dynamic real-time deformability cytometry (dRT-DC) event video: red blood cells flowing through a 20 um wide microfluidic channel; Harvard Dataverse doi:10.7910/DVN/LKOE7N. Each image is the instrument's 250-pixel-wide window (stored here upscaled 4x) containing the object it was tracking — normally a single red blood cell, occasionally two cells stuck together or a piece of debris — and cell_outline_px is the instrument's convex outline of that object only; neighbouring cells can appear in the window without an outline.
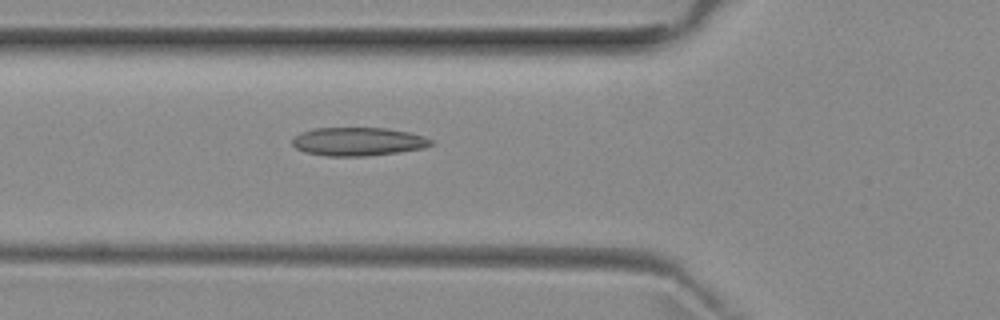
{"species": "common noctule bat (a hibernating species)", "species_latin": "Nyctalus noctula", "temperature_condition": "room temperature", "stored_images_in_passage": 47, "camera_frame_rate_fps": 3000, "um_per_image_px": 0.085, "animal": {"sex": "female", "body_mass_g": 29.2, "forearm_length_mm": 56.3}, "frame": {"image": 1, "passage_image": 18, "time_ms": 5.667, "image_size_px": [1000, 320], "cell_outline_px": [[432, 144], [420, 148], [396, 152], [368, 156], [328, 156], [304, 152], [296, 148], [292, 144], [292, 140], [300, 132], [312, 128], [384, 128], [408, 132], [424, 136], [432, 140]], "centroid_in_image_um": [30.38, 12.03], "position_along_channel_um": 95.4, "area_um2": 22.77}}
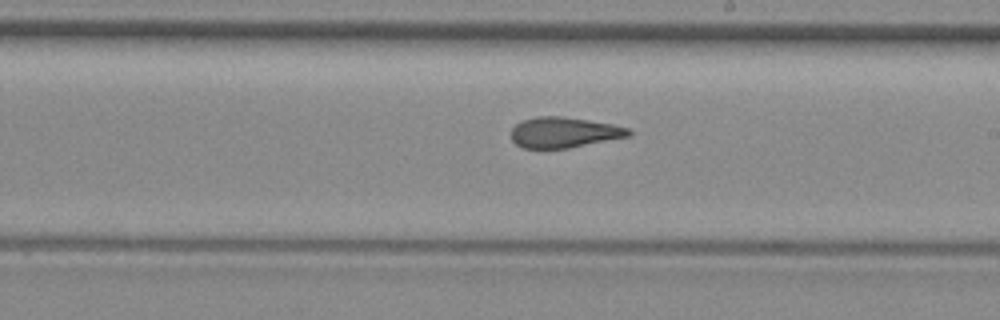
{"frame": {"image": 2, "passage_image": 29, "time_ms": 9.333, "image_size_px": [1000, 320], "cell_outline_px": [[632, 136], [568, 148], [524, 148], [516, 144], [512, 140], [512, 128], [520, 120], [540, 116], [564, 116], [612, 124], [628, 128], [632, 132]], "centroid_in_image_um": [47.95, 11.25], "position_along_channel_um": 241.0, "area_um2": 20.98}}
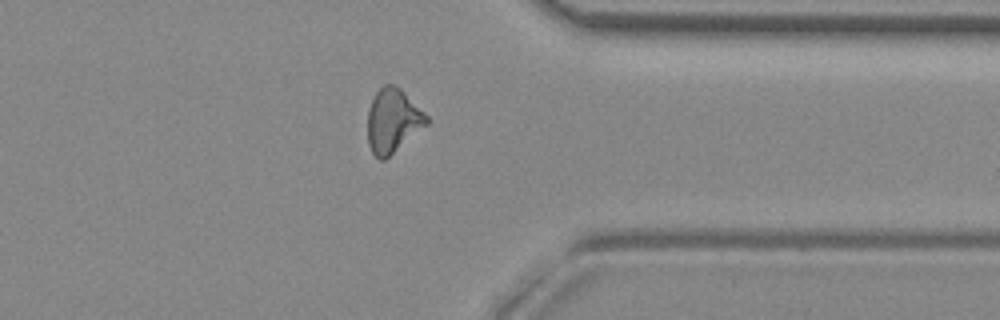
{"frame": {"image": 3, "passage_image": 40, "time_ms": 13.0, "image_size_px": [1000, 320], "cell_outline_px": [[428, 124], [384, 160], [380, 160], [372, 152], [368, 144], [368, 112], [372, 100], [376, 92], [384, 84], [392, 84], [400, 88], [428, 116]], "centroid_in_image_um": [33.39, 10.26], "position_along_channel_um": 378.0, "area_um2": 21.68}}